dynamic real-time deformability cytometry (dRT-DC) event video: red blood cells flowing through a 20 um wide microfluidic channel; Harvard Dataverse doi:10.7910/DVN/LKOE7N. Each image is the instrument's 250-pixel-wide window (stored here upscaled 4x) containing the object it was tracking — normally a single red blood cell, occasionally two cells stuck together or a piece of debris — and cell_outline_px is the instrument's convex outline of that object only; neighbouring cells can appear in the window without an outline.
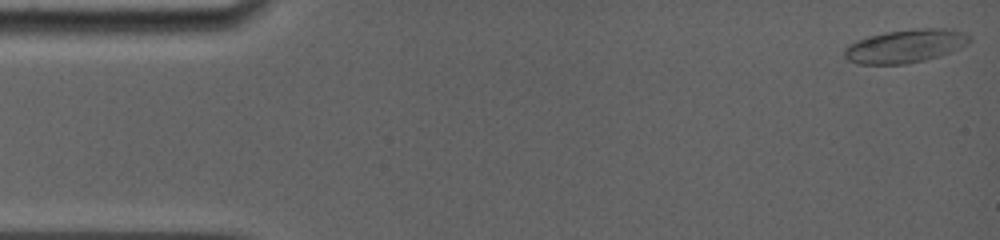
{"species": "common noctule bat (a hibernating species)", "species_latin": "Nyctalus noctula", "temperature_condition": "room temperature", "stored_images_in_passage": 69, "camera_frame_rate_fps": 5000, "um_per_image_px": 0.085, "animal": {"sex": "female", "body_mass_g": 19.0, "forearm_length_mm": 56.7}, "frame": {"image": 1, "passage_image": 1, "time_ms": 0.0, "image_size_px": [1000, 240], "cell_outline_px": [[972, 40], [968, 44], [960, 48], [924, 60], [904, 64], [856, 64], [848, 60], [844, 56], [844, 48], [848, 44], [856, 40], [868, 36], [884, 32], [916, 28], [948, 28], [964, 32], [972, 36]], "centroid_in_image_um": [76.95, 3.9], "position_along_channel_um": 8.1, "area_um2": 24.51}}
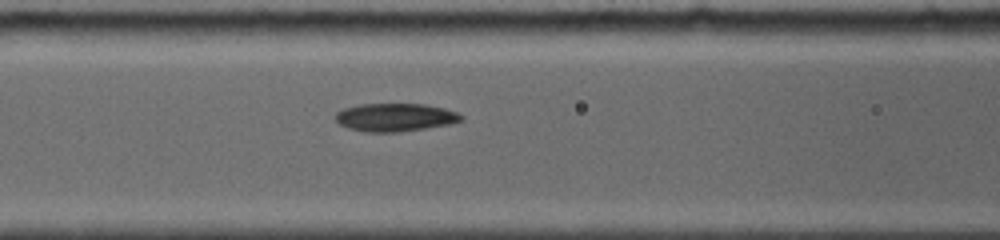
{"frame": {"image": 2, "passage_image": 31, "time_ms": 6.4, "image_size_px": [1000, 240], "cell_outline_px": [[464, 120], [448, 124], [424, 128], [396, 132], [368, 132], [348, 128], [340, 124], [336, 120], [336, 112], [344, 108], [360, 104], [424, 104], [444, 108], [456, 112], [464, 116]], "centroid_in_image_um": [33.59, 9.96], "position_along_channel_um": 133.0, "area_um2": 20.4}}
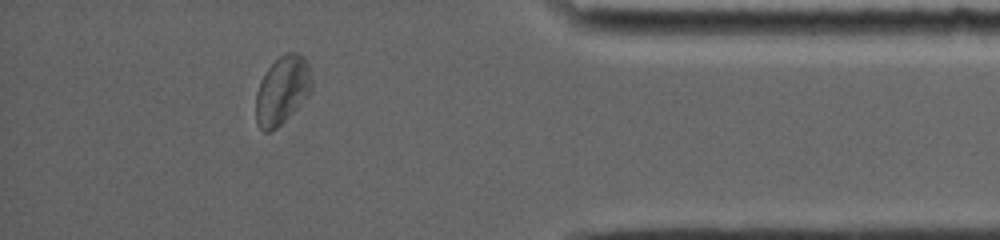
{"frame": {"image": 3, "passage_image": 60, "time_ms": 14.2, "image_size_px": [1000, 240], "cell_outline_px": [[312, 88], [308, 96], [272, 132], [264, 132], [260, 128], [256, 120], [256, 92], [268, 68], [280, 56], [288, 52], [296, 52], [304, 56], [308, 64], [312, 80]], "centroid_in_image_um": [24.0, 7.67], "position_along_channel_um": 411.2, "area_um2": 21.91}, "authors_computed_cell_mechanics": {"area_um2": 21.4438, "velocity_mm_per_s": 3.8198, "shape_relaxation_time_tau1_ms": 3.2913, "shape_relaxation_time_tau2_ms": 2.9651, "deformation_change_tau1": 0.1261, "deformation_change_tau2": 0.0705}}